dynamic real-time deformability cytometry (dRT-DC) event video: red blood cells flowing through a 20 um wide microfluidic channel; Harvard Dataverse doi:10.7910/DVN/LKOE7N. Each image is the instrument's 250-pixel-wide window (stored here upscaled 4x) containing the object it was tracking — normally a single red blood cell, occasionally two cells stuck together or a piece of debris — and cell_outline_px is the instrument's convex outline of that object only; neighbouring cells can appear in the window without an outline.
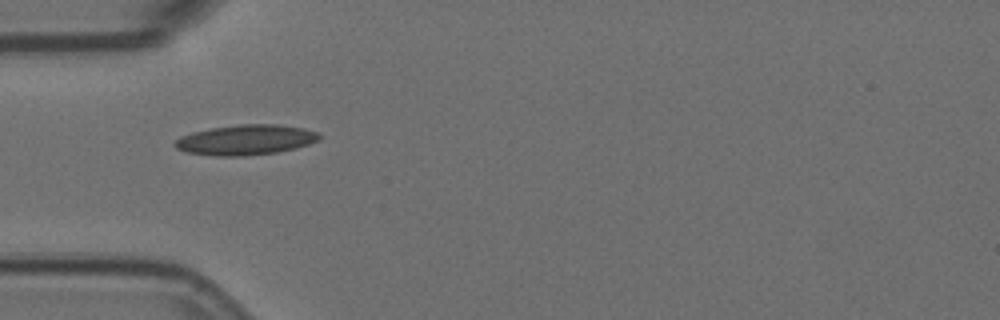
{"species": "Egyptian fruit bat (a non-hibernating species)", "species_latin": "Rousettus aegyptiacus", "temperature_condition": "room temperature", "stored_images_in_passage": 40, "camera_frame_rate_fps": 3000, "um_per_image_px": 0.085, "animal": {"sex": "female"}, "frame": {"image": 1, "passage_image": 1, "time_ms": 0.0, "image_size_px": [1000, 320], "cell_outline_px": [[320, 140], [296, 148], [276, 152], [244, 156], [216, 156], [184, 152], [176, 148], [172, 144], [180, 136], [192, 132], [212, 128], [240, 124], [280, 124], [304, 128], [320, 132]], "centroid_in_image_um": [20.89, 11.88], "position_along_channel_um": 64.1, "area_um2": 25.61}}
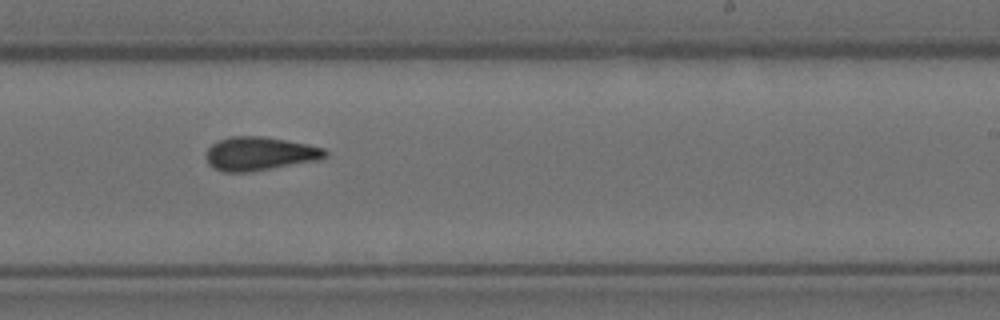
{"frame": {"image": 2, "passage_image": 18, "time_ms": 5.667, "image_size_px": [1000, 320], "cell_outline_px": [[328, 156], [320, 160], [248, 172], [224, 172], [212, 168], [208, 164], [208, 148], [216, 140], [232, 136], [264, 136], [308, 144], [324, 148], [328, 152]], "centroid_in_image_um": [22.1, 13.06], "position_along_channel_um": 266.9, "area_um2": 23.41}}
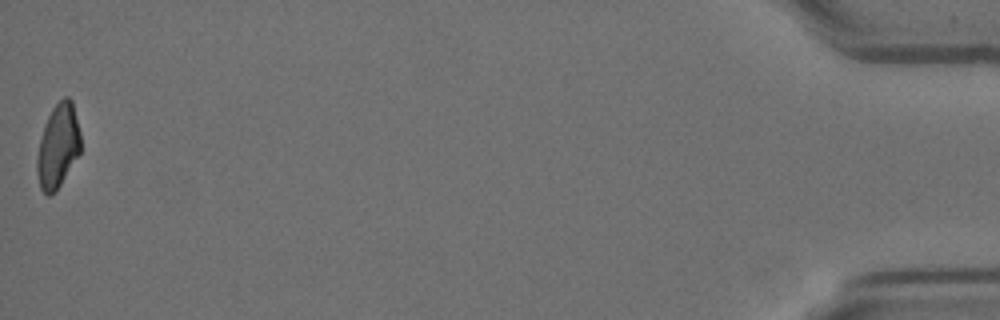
{"frame": {"image": 3, "passage_image": 40, "time_ms": 13.0, "image_size_px": [1000, 320], "cell_outline_px": [[80, 152], [56, 192], [48, 196], [40, 188], [36, 172], [36, 156], [44, 124], [52, 108], [64, 96], [68, 96], [72, 100], [80, 132]], "centroid_in_image_um": [4.91, 12.42], "position_along_channel_um": 430.3, "area_um2": 21.39}, "authors_computed_cell_mechanics": {"area_um2": 22.6287, "velocity_mm_per_s": 3.5766, "shape_relaxation_time_tau1_ms": null, "shape_relaxation_time_tau2_ms": 4.1945, "deformation_change_tau1": null, "deformation_change_tau2": 0.1136}}